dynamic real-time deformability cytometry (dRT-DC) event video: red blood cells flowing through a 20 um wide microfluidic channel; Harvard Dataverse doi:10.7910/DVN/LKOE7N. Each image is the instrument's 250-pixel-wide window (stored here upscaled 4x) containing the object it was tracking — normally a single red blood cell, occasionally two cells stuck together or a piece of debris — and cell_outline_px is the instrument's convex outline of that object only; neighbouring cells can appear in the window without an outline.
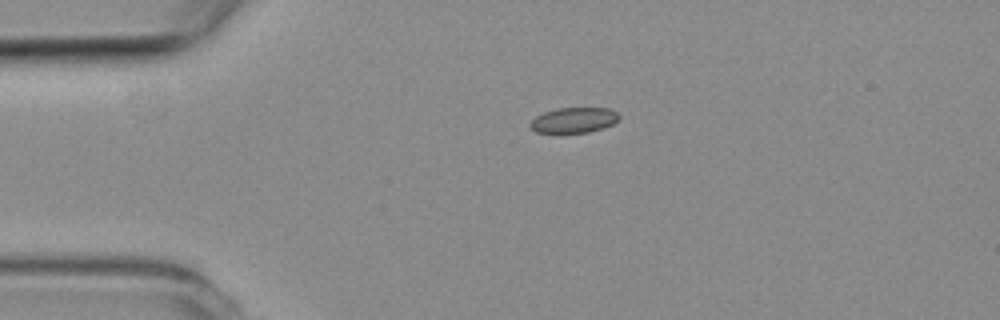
{"species": "common noctule bat (a hibernating species)", "species_latin": "Nyctalus noctula", "temperature_condition": "room temperature", "stored_images_in_passage": 2, "camera_frame_rate_fps": 3000, "um_per_image_px": 0.085, "animal": {"sex": "female", "body_mass_g": 19.3, "forearm_length_mm": 54.1}, "frame": {"image": 1, "passage_image": 1, "time_ms": 0.0, "image_size_px": [1000, 320], "cell_outline_px": [[620, 120], [604, 128], [588, 132], [536, 132], [528, 124], [536, 116], [544, 112], [556, 108], [608, 108], [616, 112], [620, 116]], "centroid_in_image_um": [48.8, 10.2], "position_along_channel_um": 36.2, "area_um2": 13.06}}